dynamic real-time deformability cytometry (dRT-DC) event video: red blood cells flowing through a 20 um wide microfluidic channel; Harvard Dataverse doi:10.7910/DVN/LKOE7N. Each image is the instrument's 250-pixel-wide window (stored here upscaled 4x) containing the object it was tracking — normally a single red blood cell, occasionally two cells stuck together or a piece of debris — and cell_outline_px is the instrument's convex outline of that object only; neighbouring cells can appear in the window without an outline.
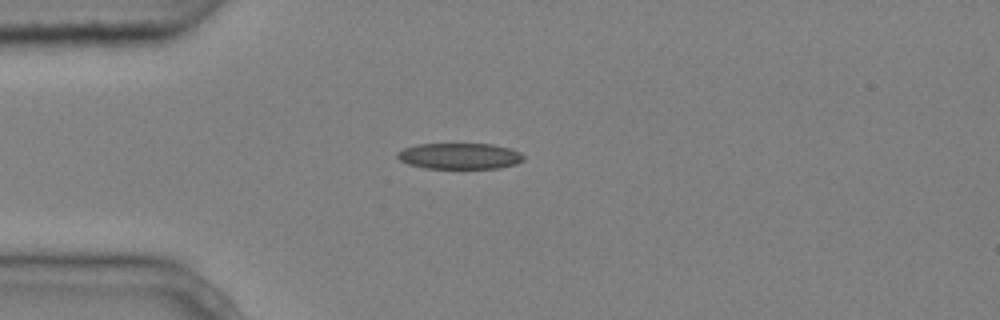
{"species": "common noctule bat (a hibernating species)", "species_latin": "Nyctalus noctula", "temperature_condition": "cold", "stored_images_in_passage": 2, "camera_frame_rate_fps": 3000, "um_per_image_px": 0.085, "animal": {"sex": "male", "body_mass_g": 20.4}, "frame": {"image": 1, "passage_image": 2, "time_ms": 0.333, "image_size_px": [1000, 320], "cell_outline_px": [[524, 160], [516, 164], [500, 168], [424, 168], [408, 164], [400, 160], [396, 156], [396, 152], [404, 148], [416, 144], [492, 144], [512, 148], [520, 152], [524, 156]], "centroid_in_image_um": [39.08, 13.26], "position_along_channel_um": 45.9, "area_um2": 19.31}}